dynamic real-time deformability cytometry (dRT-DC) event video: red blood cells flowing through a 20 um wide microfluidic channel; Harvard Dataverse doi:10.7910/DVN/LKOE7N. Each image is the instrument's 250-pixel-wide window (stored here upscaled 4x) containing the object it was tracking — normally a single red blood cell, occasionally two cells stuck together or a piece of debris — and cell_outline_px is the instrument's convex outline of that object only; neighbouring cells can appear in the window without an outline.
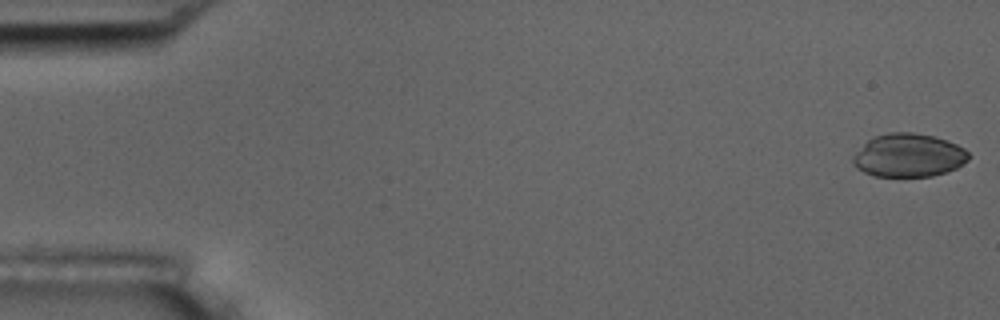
{"species": "common noctule bat (a hibernating species)", "species_latin": "Nyctalus noctula", "temperature_condition": "room temperature", "stored_images_in_passage": 6, "camera_frame_rate_fps": 3000, "um_per_image_px": 0.085, "animal": {"sex": "male", "body_mass_g": 17.5, "forearm_length_mm": 52.3}, "frame": {"image": 1, "passage_image": 1, "time_ms": 0.0, "image_size_px": [1000, 320], "cell_outline_px": [[968, 160], [956, 168], [932, 176], [872, 176], [856, 168], [852, 164], [852, 156], [868, 140], [876, 136], [888, 132], [912, 132], [936, 136], [948, 140], [964, 148], [968, 152]], "centroid_in_image_um": [77.22, 13.2], "position_along_channel_um": 7.8, "area_um2": 29.25}}
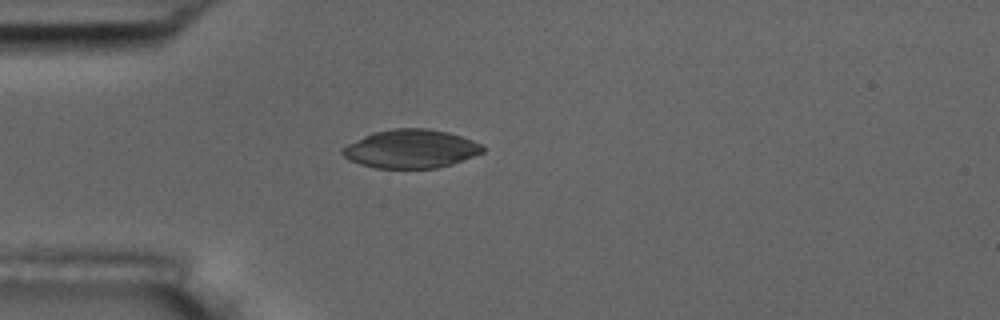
{"frame": {"image": 2, "passage_image": 5, "time_ms": 4.667, "image_size_px": [1000, 320], "cell_outline_px": [[484, 152], [452, 164], [436, 168], [376, 168], [360, 164], [344, 156], [340, 152], [340, 148], [372, 132], [392, 128], [428, 128], [448, 132], [472, 140], [480, 144], [484, 148]], "centroid_in_image_um": [34.91, 12.64], "position_along_channel_um": 50.1, "area_um2": 31.44}}